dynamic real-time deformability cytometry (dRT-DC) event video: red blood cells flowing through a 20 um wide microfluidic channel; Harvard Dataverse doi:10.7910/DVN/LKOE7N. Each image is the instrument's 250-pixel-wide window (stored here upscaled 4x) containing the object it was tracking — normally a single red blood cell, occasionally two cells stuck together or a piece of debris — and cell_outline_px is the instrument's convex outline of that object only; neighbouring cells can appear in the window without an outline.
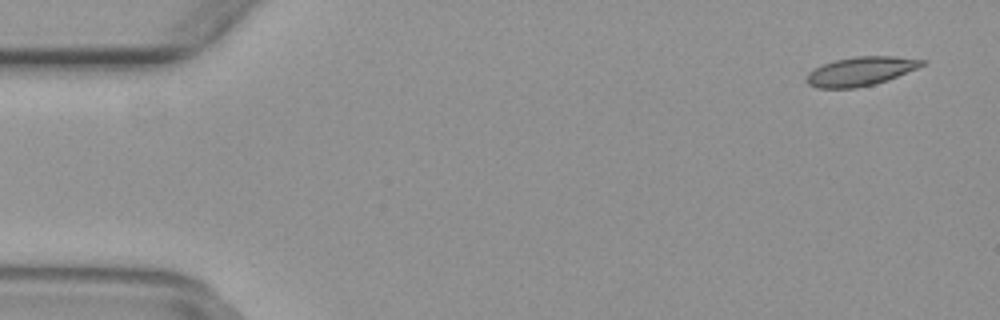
{"species": "common noctule bat (a hibernating species)", "species_latin": "Nyctalus noctula", "temperature_condition": "warm", "stored_images_in_passage": 42, "camera_frame_rate_fps": 3000, "um_per_image_px": 0.085, "animal": {"sex": "female", "body_mass_g": 29.2, "forearm_length_mm": 56.3}, "frame": {"image": 1, "passage_image": 3, "time_ms": 0.667, "image_size_px": [1000, 320], "cell_outline_px": [[928, 60], [924, 64], [916, 68], [888, 80], [856, 88], [816, 88], [808, 84], [804, 76], [812, 68], [836, 60], [856, 56], [892, 56]], "centroid_in_image_um": [73.1, 6.06], "position_along_channel_um": 11.9, "area_um2": 19.42}}
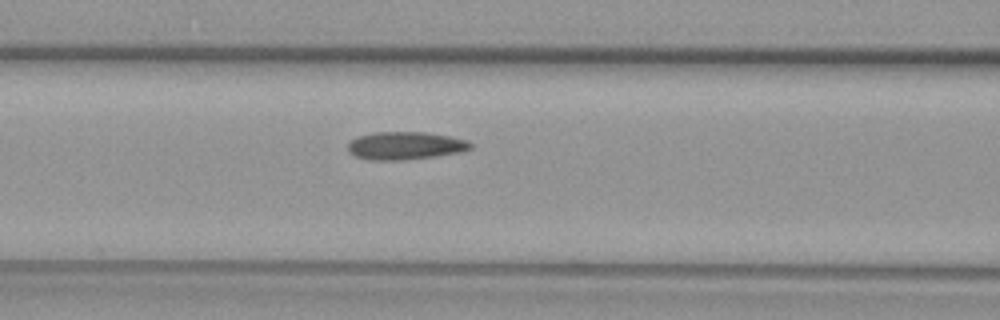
{"frame": {"image": 2, "passage_image": 21, "time_ms": 6.667, "image_size_px": [1000, 320], "cell_outline_px": [[472, 148], [464, 152], [436, 156], [404, 160], [368, 160], [356, 156], [348, 152], [348, 140], [360, 136], [376, 132], [424, 132], [448, 136], [468, 140], [472, 144]], "centroid_in_image_um": [34.46, 12.39], "position_along_channel_um": 132.1, "area_um2": 20.06}}
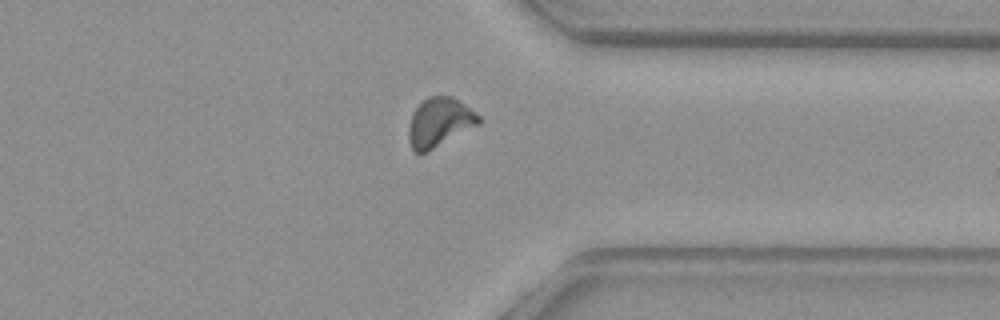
{"frame": {"image": 3, "passage_image": 39, "time_ms": 12.667, "image_size_px": [1000, 320], "cell_outline_px": [[480, 124], [424, 152], [416, 152], [412, 148], [408, 136], [408, 128], [412, 112], [428, 96], [452, 96], [460, 100], [480, 116]], "centroid_in_image_um": [37.36, 10.36], "position_along_channel_um": 374.0, "area_um2": 19.65}}